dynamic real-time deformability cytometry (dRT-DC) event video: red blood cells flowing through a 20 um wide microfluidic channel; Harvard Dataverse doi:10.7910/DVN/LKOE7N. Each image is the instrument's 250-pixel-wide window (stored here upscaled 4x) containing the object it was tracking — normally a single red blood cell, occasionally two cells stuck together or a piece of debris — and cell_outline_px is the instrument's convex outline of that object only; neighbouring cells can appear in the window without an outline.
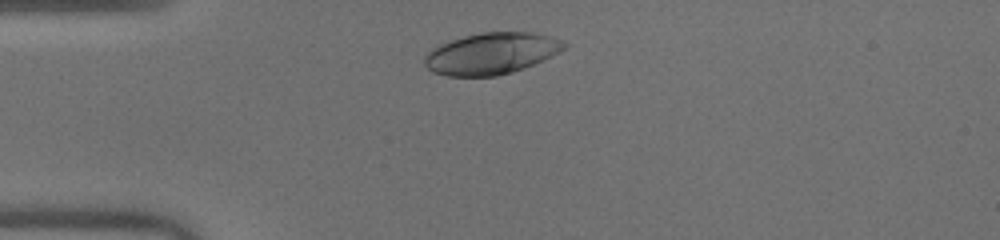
{"species": "human", "species_latin": "Homo sapiens", "temperature_condition": "warm", "stored_images_in_passage": 32, "camera_frame_rate_fps": 3000, "um_per_image_px": 0.085, "donor": {"sex": "male"}, "frame": {"image": 1, "passage_image": 4, "time_ms": 1.0, "image_size_px": [1000, 240], "cell_outline_px": [[568, 44], [560, 52], [544, 60], [524, 68], [512, 72], [496, 76], [448, 76], [432, 72], [424, 64], [424, 56], [432, 48], [440, 44], [464, 36], [480, 32], [532, 32], [564, 40]], "centroid_in_image_um": [41.77, 4.55], "position_along_channel_um": 43.2, "area_um2": 33.87}}
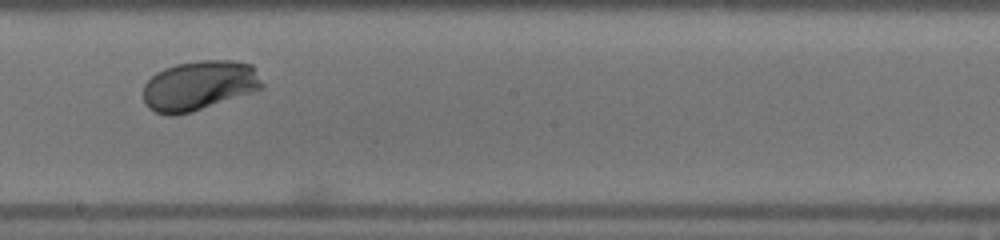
{"frame": {"image": 2, "passage_image": 20, "time_ms": 6.333, "image_size_px": [1000, 240], "cell_outline_px": [[264, 88], [192, 112], [176, 116], [168, 116], [156, 112], [148, 108], [144, 104], [144, 84], [156, 72], [164, 68], [176, 64], [200, 60], [232, 60], [252, 64], [264, 84]], "centroid_in_image_um": [16.92, 7.27], "position_along_channel_um": 231.3, "area_um2": 34.68}}
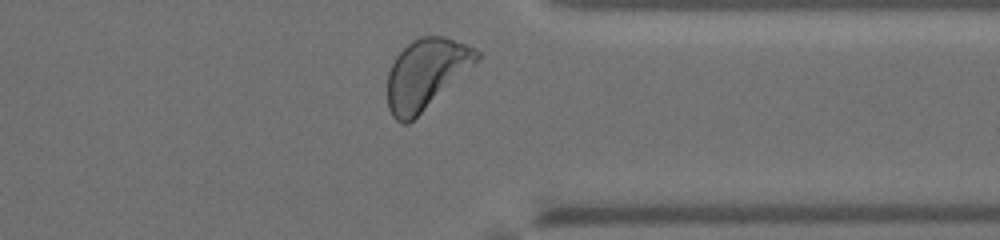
{"frame": {"image": 3, "passage_image": 31, "time_ms": 10.0, "image_size_px": [1000, 240], "cell_outline_px": [[480, 60], [408, 124], [400, 124], [392, 116], [388, 108], [388, 72], [396, 56], [412, 40], [420, 36], [444, 36], [476, 48], [480, 52]], "centroid_in_image_um": [36.22, 6.27], "position_along_channel_um": 375.2, "area_um2": 36.36}, "authors_computed_cell_mechanics": {"area_um2": 33.8997, "velocity_mm_per_s": 4.0188, "shape_relaxation_time_tau1_ms": 2.2989, "shape_relaxation_time_tau2_ms": null, "deformation_change_tau1": 0.1555, "deformation_change_tau2": null}}